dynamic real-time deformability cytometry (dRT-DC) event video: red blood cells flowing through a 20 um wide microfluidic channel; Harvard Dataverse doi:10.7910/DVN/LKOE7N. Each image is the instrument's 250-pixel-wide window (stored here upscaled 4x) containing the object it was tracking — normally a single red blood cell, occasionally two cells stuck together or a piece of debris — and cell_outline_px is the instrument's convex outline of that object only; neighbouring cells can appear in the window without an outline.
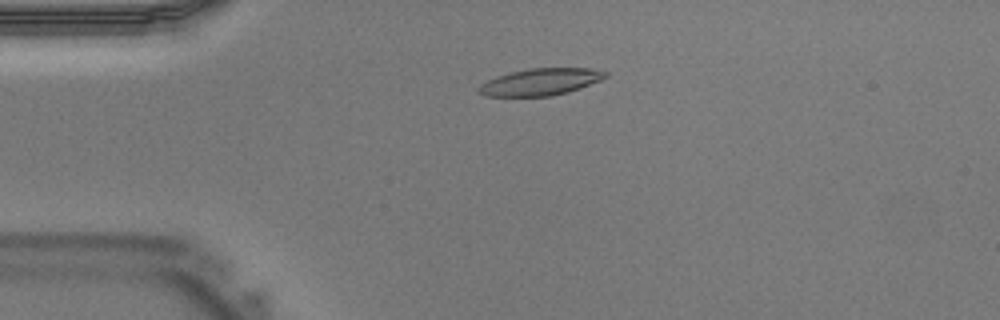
{"species": "Egyptian fruit bat (a non-hibernating species)", "species_latin": "Rousettus aegyptiacus", "temperature_condition": "warm", "stored_images_in_passage": 35, "camera_frame_rate_fps": 3000, "um_per_image_px": 0.085, "animal": {"sex": "male"}, "frame": {"image": 1, "passage_image": 4, "time_ms": 1.0, "image_size_px": [1000, 320], "cell_outline_px": [[608, 76], [600, 80], [580, 88], [568, 92], [552, 96], [484, 96], [476, 92], [476, 88], [480, 84], [496, 76], [528, 68], [592, 68], [608, 72]], "centroid_in_image_um": [45.92, 6.96], "position_along_channel_um": 39.1, "area_um2": 20.0}}
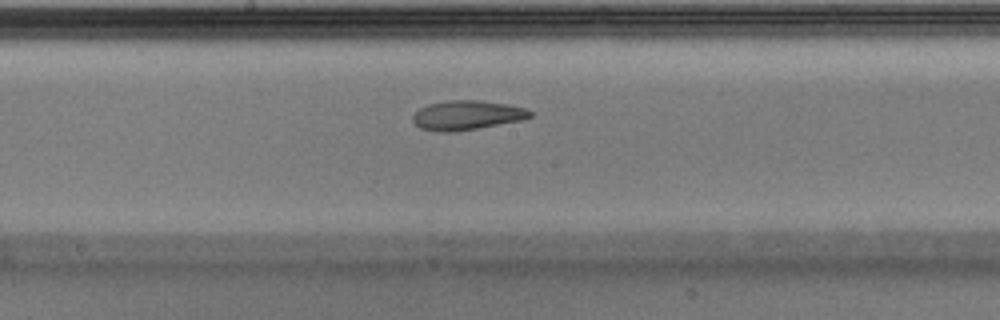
{"frame": {"image": 2, "passage_image": 16, "time_ms": 5.0, "image_size_px": [1000, 320], "cell_outline_px": [[532, 116], [524, 120], [452, 132], [440, 132], [420, 128], [412, 120], [412, 116], [420, 108], [428, 104], [448, 100], [480, 100], [504, 104], [524, 108], [532, 112]], "centroid_in_image_um": [39.67, 9.79], "position_along_channel_um": 208.5, "area_um2": 19.94}}
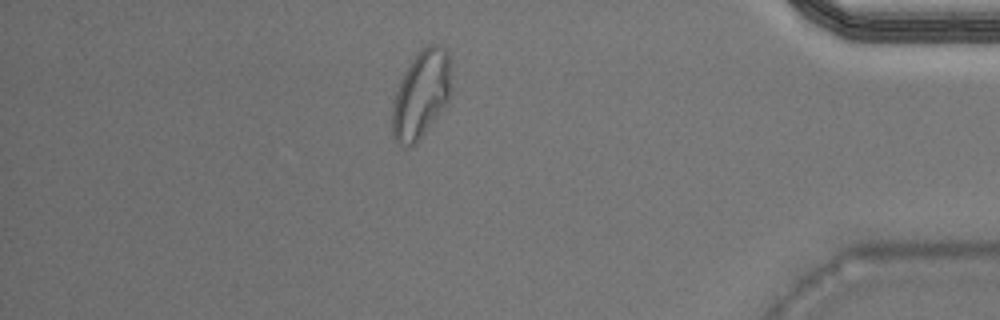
{"frame": {"image": 3, "passage_image": 30, "time_ms": 9.667, "image_size_px": [1000, 320], "cell_outline_px": [[448, 100], [420, 140], [416, 144], [408, 148], [400, 148], [392, 136], [392, 108], [396, 92], [400, 80], [404, 72], [416, 52], [420, 48], [428, 44], [436, 44], [444, 48], [448, 52]], "centroid_in_image_um": [35.72, 8.08], "position_along_channel_um": 399.5, "area_um2": 29.88}}